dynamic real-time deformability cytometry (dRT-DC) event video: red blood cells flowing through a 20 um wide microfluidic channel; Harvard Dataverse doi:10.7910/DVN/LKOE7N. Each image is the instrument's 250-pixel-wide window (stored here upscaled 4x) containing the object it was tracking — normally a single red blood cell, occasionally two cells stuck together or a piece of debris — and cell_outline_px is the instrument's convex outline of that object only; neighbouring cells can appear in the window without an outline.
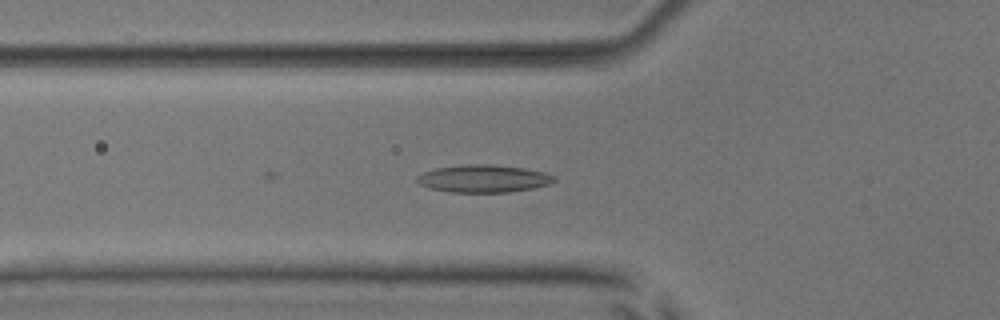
{"species": "common noctule bat (a hibernating species)", "species_latin": "Nyctalus noctula", "temperature_condition": "room temperature", "stored_images_in_passage": 53, "camera_frame_rate_fps": 3000, "um_per_image_px": 0.085, "animal": {"sex": "male", "body_mass_g": 17.9, "forearm_length_mm": 54.2}, "frame": {"image": 1, "passage_image": 18, "time_ms": 5.667, "image_size_px": [1000, 320], "cell_outline_px": [[556, 180], [548, 184], [532, 188], [508, 192], [452, 192], [428, 188], [420, 184], [416, 180], [416, 176], [424, 172], [436, 168], [464, 164], [492, 164], [524, 168], [544, 172], [552, 176]], "centroid_in_image_um": [41.06, 15.17], "position_along_channel_um": 84.7, "area_um2": 21.91}}
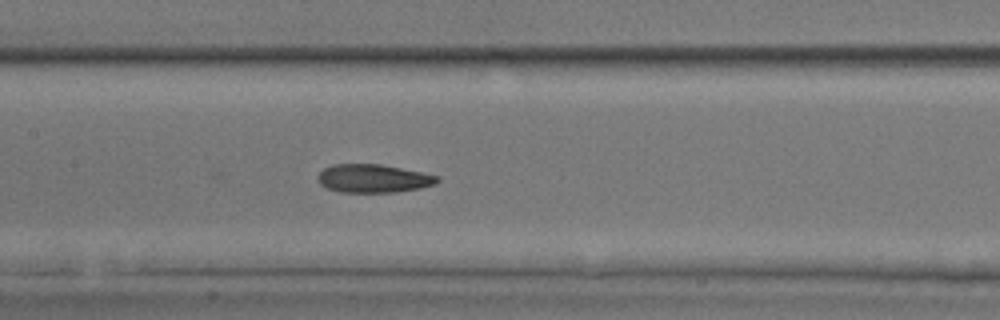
{"frame": {"image": 2, "passage_image": 25, "time_ms": 8.0, "image_size_px": [1000, 320], "cell_outline_px": [[440, 180], [436, 184], [420, 188], [396, 192], [340, 192], [328, 188], [320, 184], [316, 176], [324, 168], [332, 164], [380, 164], [440, 176]], "centroid_in_image_um": [31.73, 15.17], "position_along_channel_um": 175.7, "area_um2": 19.71}}
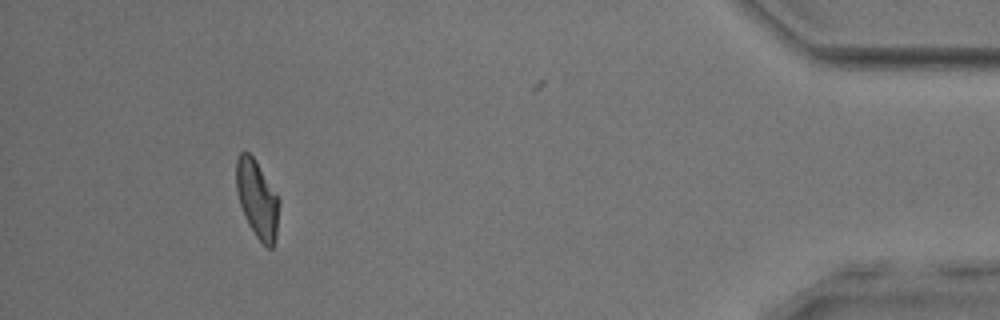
{"frame": {"image": 3, "passage_image": 48, "time_ms": 15.667, "image_size_px": [1000, 320], "cell_outline_px": [[280, 200], [276, 240], [272, 248], [268, 248], [256, 236], [248, 224], [240, 204], [236, 188], [236, 160], [240, 152], [248, 152], [256, 160]], "centroid_in_image_um": [21.87, 16.92], "position_along_channel_um": 413.3, "area_um2": 19.36}, "authors_computed_cell_mechanics": {"area_um2": 20.519, "velocity_mm_per_s": 3.8878, "shape_relaxation_time_tau1_ms": 5.5793, "shape_relaxation_time_tau2_ms": 1.6221, "deformation_change_tau1": 0.1384, "deformation_change_tau2": 0.078}}